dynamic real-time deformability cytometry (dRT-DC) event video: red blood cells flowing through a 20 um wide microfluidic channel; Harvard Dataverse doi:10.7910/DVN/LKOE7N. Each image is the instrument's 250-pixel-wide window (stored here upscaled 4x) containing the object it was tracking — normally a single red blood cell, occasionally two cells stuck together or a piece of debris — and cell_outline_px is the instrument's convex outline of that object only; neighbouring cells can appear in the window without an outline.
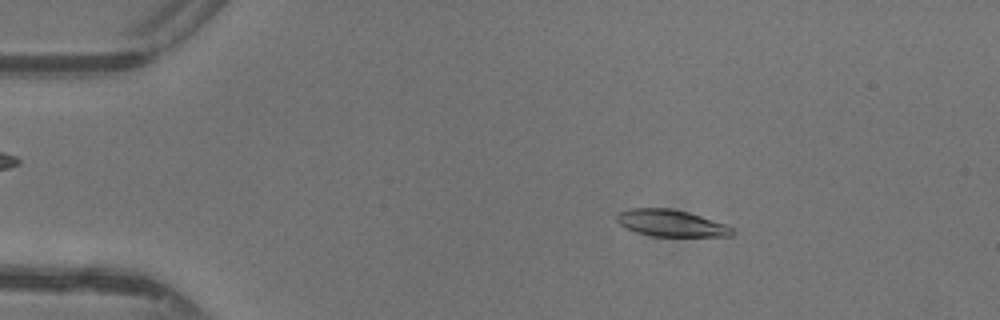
{"species": "common noctule bat (a hibernating species)", "species_latin": "Nyctalus noctula", "temperature_condition": "warm", "stored_images_in_passage": 47, "camera_frame_rate_fps": 3000, "um_per_image_px": 0.085, "animal": {"sex": "female"}, "frame": {"image": 1, "passage_image": 8, "time_ms": 2.333, "image_size_px": [1000, 320], "cell_outline_px": [[736, 232], [732, 236], [652, 236], [636, 232], [620, 224], [616, 220], [616, 216], [620, 212], [628, 208], [672, 208], [688, 212], [724, 224], [732, 228]], "centroid_in_image_um": [57.03, 18.96], "position_along_channel_um": 28.0, "area_um2": 17.86}}
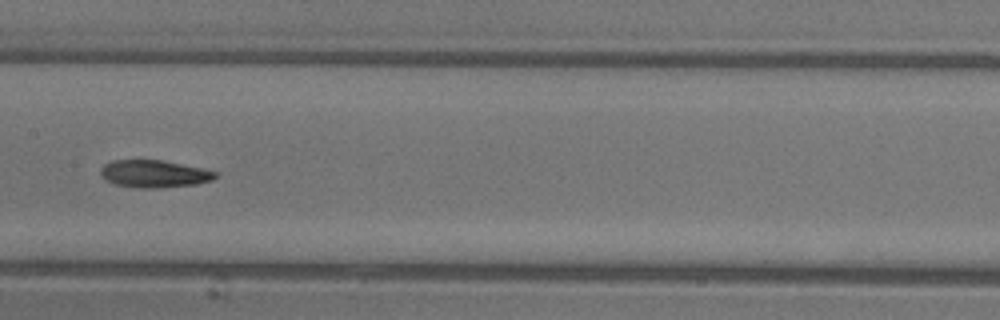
{"frame": {"image": 2, "passage_image": 24, "time_ms": 7.667, "image_size_px": [1000, 320], "cell_outline_px": [[216, 176], [212, 180], [196, 184], [160, 188], [140, 188], [116, 184], [108, 180], [100, 172], [100, 168], [104, 164], [112, 160], [160, 160], [200, 168], [216, 172]], "centroid_in_image_um": [13.09, 14.77], "position_along_channel_um": 194.3, "area_um2": 17.98}}
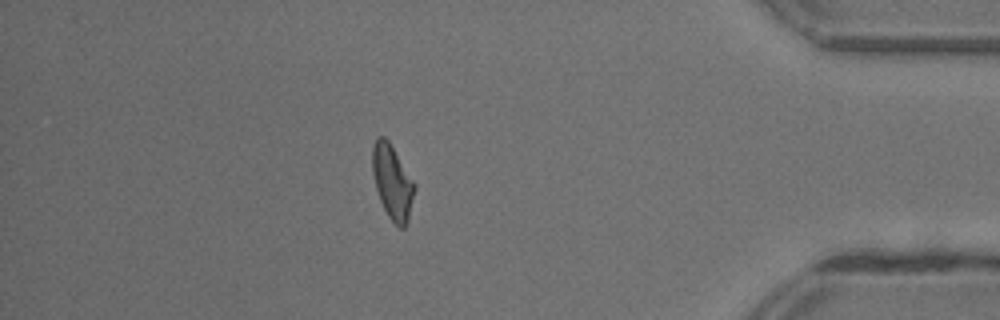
{"frame": {"image": 3, "passage_image": 41, "time_ms": 13.333, "image_size_px": [1000, 320], "cell_outline_px": [[416, 188], [408, 224], [404, 228], [400, 228], [388, 216], [380, 200], [376, 188], [372, 172], [372, 148], [376, 136], [384, 136], [388, 140], [416, 184]], "centroid_in_image_um": [33.37, 15.48], "position_along_channel_um": 401.8, "area_um2": 18.38}, "authors_computed_cell_mechanics": {"area_um2": 18.1492, "velocity_mm_per_s": 4.3956, "shape_relaxation_time_tau1_ms": 6.2233, "shape_relaxation_time_tau2_ms": 5.2819, "deformation_change_tau1": 0.1972, "deformation_change_tau2": 0.1437}}